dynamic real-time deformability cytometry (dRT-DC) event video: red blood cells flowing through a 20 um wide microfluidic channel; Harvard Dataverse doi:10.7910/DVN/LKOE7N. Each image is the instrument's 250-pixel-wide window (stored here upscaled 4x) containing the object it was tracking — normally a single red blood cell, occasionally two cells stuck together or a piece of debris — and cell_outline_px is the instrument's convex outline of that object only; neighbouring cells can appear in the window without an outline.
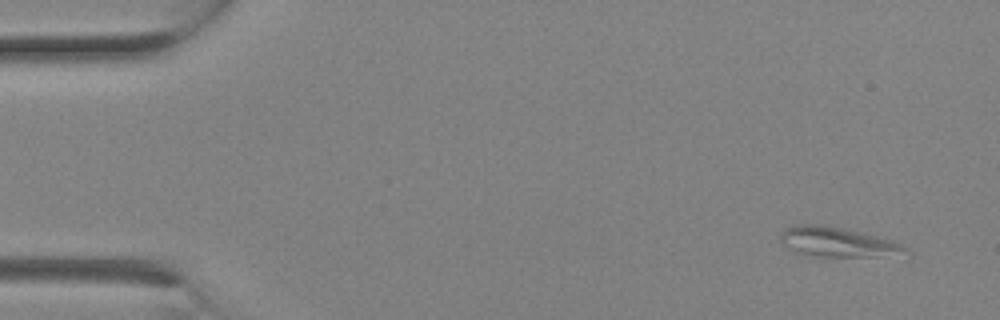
{"species": "Egyptian fruit bat (a non-hibernating species)", "species_latin": "Rousettus aegyptiacus", "temperature_condition": "room temperature", "stored_images_in_passage": 2, "camera_frame_rate_fps": 3000, "um_per_image_px": 0.085, "animal": {"sex": "female"}, "frame": {"image": 1, "passage_image": 2, "time_ms": 0.333, "image_size_px": [1000, 320], "cell_outline_px": [[908, 248], [876, 256], [816, 256], [796, 252], [784, 244], [780, 240], [780, 232], [784, 228], [792, 224], [824, 224], [864, 232], [892, 240]], "centroid_in_image_um": [71.01, 20.51], "position_along_channel_um": 14.0, "area_um2": 21.1}}